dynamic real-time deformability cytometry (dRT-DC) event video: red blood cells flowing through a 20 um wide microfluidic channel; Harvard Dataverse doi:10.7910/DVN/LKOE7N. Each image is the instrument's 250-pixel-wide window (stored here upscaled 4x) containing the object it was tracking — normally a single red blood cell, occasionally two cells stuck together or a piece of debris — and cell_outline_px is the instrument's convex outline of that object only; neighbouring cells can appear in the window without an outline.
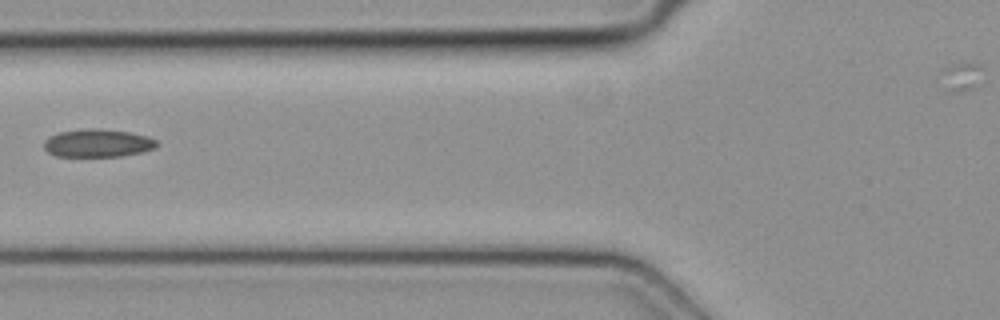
{"species": "common noctule bat (a hibernating species)", "species_latin": "Nyctalus noctula", "temperature_condition": "cold", "stored_images_in_passage": 3, "camera_frame_rate_fps": 3000, "um_per_image_px": 0.085, "animal": {"sex": "female", "body_mass_g": 19.3, "forearm_length_mm": 54.1}, "frame": {"image": 1, "passage_image": 3, "time_ms": 0.667, "image_size_px": [1000, 320], "cell_outline_px": [[160, 144], [152, 148], [140, 152], [120, 156], [56, 156], [48, 152], [44, 148], [44, 140], [60, 132], [92, 128], [96, 128], [128, 132], [148, 136], [156, 140]], "centroid_in_image_um": [8.31, 12.17], "position_along_channel_um": 117.5, "area_um2": 18.09}}